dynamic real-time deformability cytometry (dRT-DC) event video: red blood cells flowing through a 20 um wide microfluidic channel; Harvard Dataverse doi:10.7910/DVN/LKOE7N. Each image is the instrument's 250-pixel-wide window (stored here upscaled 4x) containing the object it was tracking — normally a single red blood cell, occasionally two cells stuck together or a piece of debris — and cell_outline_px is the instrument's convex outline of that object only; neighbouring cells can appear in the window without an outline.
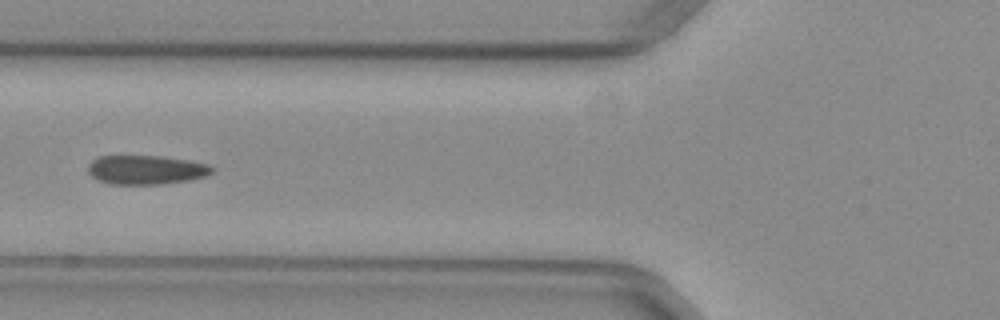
{"species": "common noctule bat (a hibernating species)", "species_latin": "Nyctalus noctula", "temperature_condition": "warm", "stored_images_in_passage": 44, "camera_frame_rate_fps": 3000, "um_per_image_px": 0.085, "animal": {"sex": "female", "body_mass_g": 29.2, "forearm_length_mm": 56.3}, "frame": {"image": 1, "passage_image": 13, "time_ms": 4.0, "image_size_px": [1000, 320], "cell_outline_px": [[216, 172], [204, 176], [188, 180], [164, 184], [108, 184], [96, 180], [88, 172], [88, 164], [96, 156], [160, 156], [188, 160], [208, 164], [216, 168]], "centroid_in_image_um": [12.41, 14.43], "position_along_channel_um": 113.4, "area_um2": 21.27}}
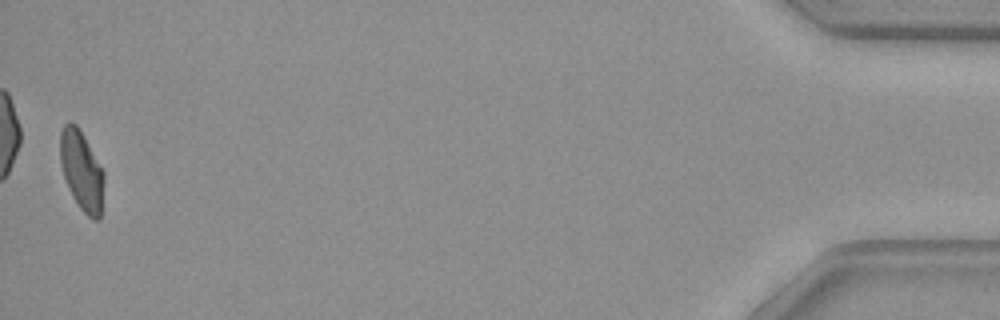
{"frame": {"image": 2, "passage_image": 44, "time_ms": 14.333, "image_size_px": [1000, 320], "cell_outline_px": [[104, 180], [100, 220], [92, 220], [80, 208], [72, 196], [68, 188], [64, 176], [60, 160], [60, 132], [64, 124], [76, 124], [84, 136], [104, 172]], "centroid_in_image_um": [6.94, 14.54], "position_along_channel_um": 428.3, "area_um2": 20.17}, "authors_computed_cell_mechanics": {"area_um2": 21.6461, "velocity_mm_per_s": 3.9835, "shape_relaxation_time_tau1_ms": 11.1015, "shape_relaxation_time_tau2_ms": 0.6618, "deformation_change_tau1": 0.2239, "deformation_change_tau2": 0.0675}}